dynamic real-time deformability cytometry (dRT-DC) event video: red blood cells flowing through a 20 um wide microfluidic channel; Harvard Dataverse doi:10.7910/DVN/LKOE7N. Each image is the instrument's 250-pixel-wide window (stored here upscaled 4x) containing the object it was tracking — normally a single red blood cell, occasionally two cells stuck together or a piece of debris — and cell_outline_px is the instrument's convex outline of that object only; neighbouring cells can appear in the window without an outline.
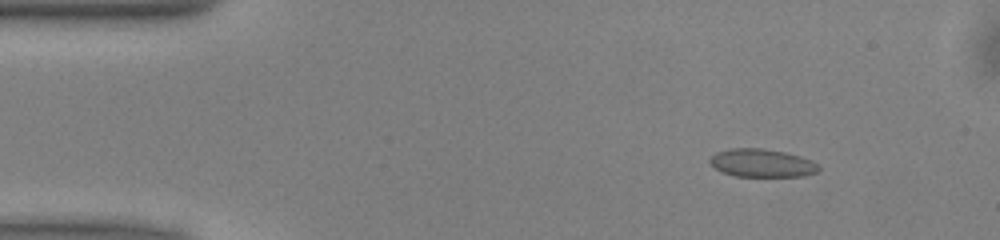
{"species": "common noctule bat (a hibernating species)", "species_latin": "Nyctalus noctula", "temperature_condition": "warm", "stored_images_in_passage": 49, "camera_frame_rate_fps": 3000, "um_per_image_px": 0.085, "animal": {"sex": "male", "body_mass_g": 13.0, "forearm_length_mm": 53.1}, "frame": {"image": 1, "passage_image": 6, "time_ms": 1.667, "image_size_px": [1000, 240], "cell_outline_px": [[820, 168], [816, 172], [804, 176], [736, 176], [724, 172], [716, 168], [708, 160], [716, 152], [728, 148], [764, 148], [784, 152], [800, 156], [812, 160]], "centroid_in_image_um": [64.76, 13.84], "position_along_channel_um": 20.2, "area_um2": 17.69}}
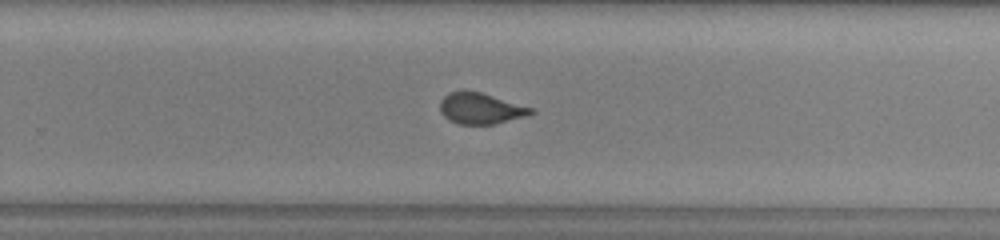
{"frame": {"image": 2, "passage_image": 32, "time_ms": 10.333, "image_size_px": [1000, 240], "cell_outline_px": [[536, 112], [524, 116], [496, 124], [460, 124], [448, 120], [440, 112], [440, 100], [448, 92], [480, 92], [536, 108]], "centroid_in_image_um": [40.88, 9.23], "position_along_channel_um": 288.9, "area_um2": 16.42}}
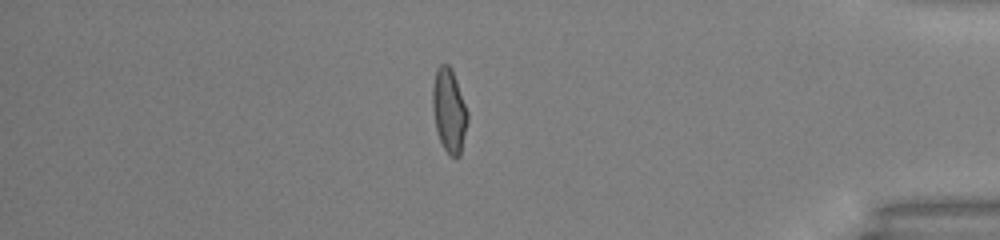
{"frame": {"image": 3, "passage_image": 43, "time_ms": 14.0, "image_size_px": [1000, 240], "cell_outline_px": [[468, 120], [460, 156], [456, 160], [444, 148], [436, 132], [432, 108], [432, 88], [436, 68], [440, 64], [448, 64], [452, 68], [468, 112]], "centroid_in_image_um": [38.17, 9.39], "position_along_channel_um": 397.0, "area_um2": 17.28}}